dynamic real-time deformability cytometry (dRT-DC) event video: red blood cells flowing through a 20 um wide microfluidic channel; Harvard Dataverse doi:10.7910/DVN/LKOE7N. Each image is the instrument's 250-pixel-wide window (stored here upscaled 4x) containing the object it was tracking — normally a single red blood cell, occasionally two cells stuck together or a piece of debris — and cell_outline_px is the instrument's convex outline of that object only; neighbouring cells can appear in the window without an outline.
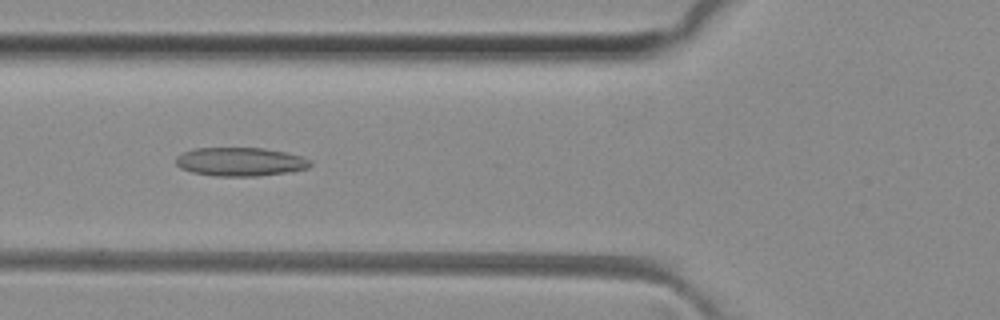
{"species": "common noctule bat (a hibernating species)", "species_latin": "Nyctalus noctula", "temperature_condition": "room temperature", "stored_images_in_passage": 25, "camera_frame_rate_fps": 3000, "um_per_image_px": 0.085, "animal": {"sex": "female", "body_mass_g": 29.2, "forearm_length_mm": 56.3}, "frame": {"image": 1, "passage_image": 16, "time_ms": 5.0, "image_size_px": [1000, 320], "cell_outline_px": [[312, 164], [308, 168], [292, 172], [260, 176], [212, 176], [192, 172], [180, 168], [176, 164], [176, 156], [192, 148], [264, 148], [284, 152], [300, 156], [312, 160]], "centroid_in_image_um": [20.43, 13.76], "position_along_channel_um": 105.4, "area_um2": 22.66}}
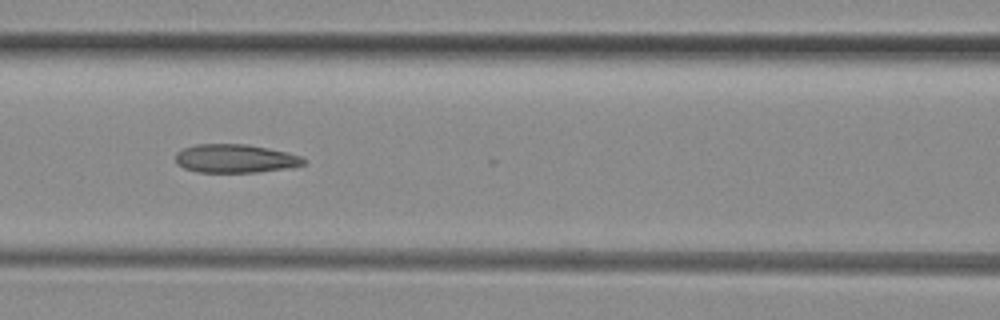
{"frame": {"image": 2, "passage_image": 19, "time_ms": 6.0, "image_size_px": [1000, 320], "cell_outline_px": [[308, 160], [304, 164], [292, 168], [256, 172], [196, 172], [184, 168], [176, 164], [176, 152], [184, 148], [196, 144], [248, 144], [268, 148], [300, 156]], "centroid_in_image_um": [20.0, 13.48], "position_along_channel_um": 146.6, "area_um2": 21.39}}
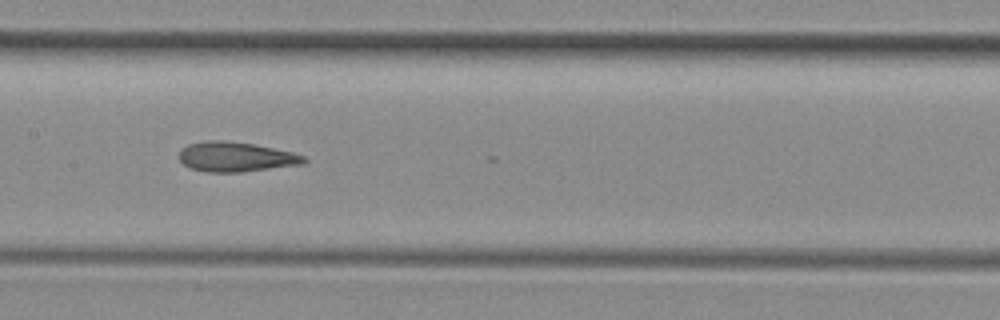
{"frame": {"image": 3, "passage_image": 22, "time_ms": 7.0, "image_size_px": [1000, 320], "cell_outline_px": [[308, 160], [304, 164], [240, 172], [204, 172], [192, 168], [184, 164], [180, 160], [180, 148], [188, 144], [204, 140], [224, 140], [252, 144], [292, 152], [304, 156]], "centroid_in_image_um": [20.03, 13.33], "position_along_channel_um": 187.4, "area_um2": 21.62}}